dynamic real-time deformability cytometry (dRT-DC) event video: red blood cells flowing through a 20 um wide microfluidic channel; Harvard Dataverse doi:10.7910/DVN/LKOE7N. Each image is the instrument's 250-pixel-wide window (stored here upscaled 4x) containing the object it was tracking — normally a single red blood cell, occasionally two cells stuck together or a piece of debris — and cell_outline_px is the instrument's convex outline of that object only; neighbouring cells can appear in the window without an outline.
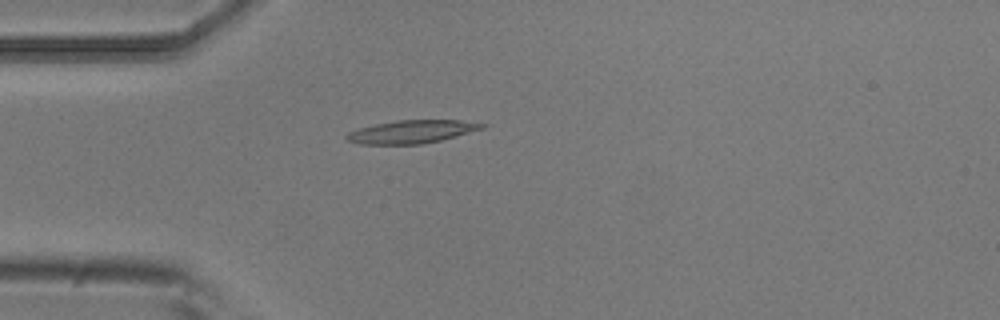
{"species": "common noctule bat (a hibernating species)", "species_latin": "Nyctalus noctula", "temperature_condition": "room temperature", "stored_images_in_passage": 3, "camera_frame_rate_fps": 3000, "um_per_image_px": 0.085, "animal": {"sex": "male", "body_mass_g": 20.5, "forearm_length_mm": 52.5}, "frame": {"image": 1, "passage_image": 2, "time_ms": 0.333, "image_size_px": [1000, 320], "cell_outline_px": [[488, 124], [484, 128], [440, 140], [420, 144], [360, 144], [344, 140], [344, 136], [348, 132], [356, 128], [396, 120], [460, 120]], "centroid_in_image_um": [34.93, 11.19], "position_along_channel_um": 50.1, "area_um2": 18.21}}